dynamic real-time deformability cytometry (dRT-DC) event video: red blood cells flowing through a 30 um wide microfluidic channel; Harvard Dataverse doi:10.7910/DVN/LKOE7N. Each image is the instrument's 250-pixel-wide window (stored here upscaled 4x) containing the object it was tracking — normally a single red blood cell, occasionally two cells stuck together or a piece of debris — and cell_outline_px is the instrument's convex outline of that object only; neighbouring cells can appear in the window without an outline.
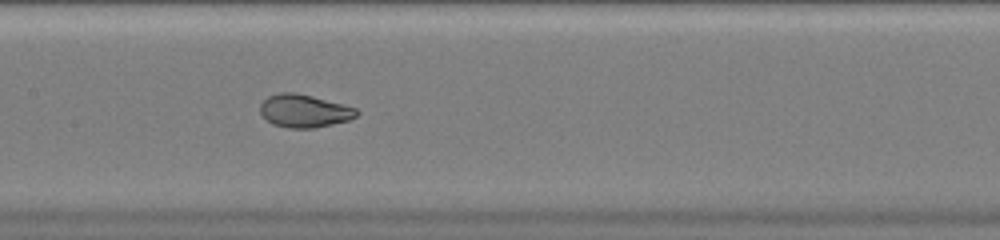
{"species": "common noctule bat (a hibernating species)", "species_latin": "Nyctalus noctula", "temperature_condition": "warm", "stored_images_in_passage": 53, "camera_frame_rate_fps": 3000, "um_per_image_px": 0.085, "animal": {"sex": "female", "body_mass_g": 20.0, "forearm_length_mm": 54.0}, "frame": {"image": 1, "passage_image": 27, "time_ms": 8.667, "image_size_px": [1000, 240], "cell_outline_px": [[360, 112], [356, 116], [348, 120], [316, 128], [288, 128], [272, 124], [260, 112], [260, 104], [268, 96], [280, 92], [296, 92], [312, 96], [356, 108]], "centroid_in_image_um": [25.85, 9.43], "position_along_channel_um": 181.6, "area_um2": 18.44}}
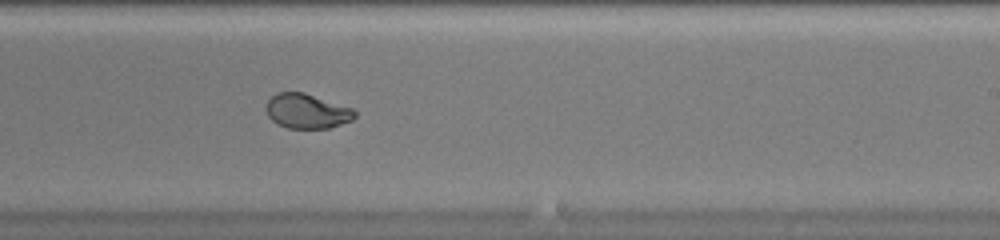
{"frame": {"image": 2, "passage_image": 33, "time_ms": 10.667, "image_size_px": [1000, 240], "cell_outline_px": [[356, 116], [352, 120], [328, 128], [288, 128], [272, 120], [268, 116], [264, 108], [268, 100], [276, 92], [304, 92], [352, 108], [356, 112]], "centroid_in_image_um": [26.07, 9.43], "position_along_channel_um": 262.9, "area_um2": 17.86}}
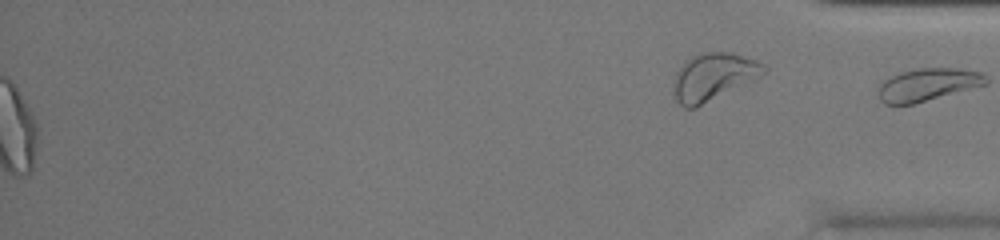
{"frame": {"image": 3, "passage_image": 53, "time_ms": 17.333, "image_size_px": [1000, 240], "cell_outline_px": [[768, 72], [696, 108], [684, 108], [676, 100], [672, 92], [672, 80], [676, 72], [684, 60], [700, 52], [732, 52], [756, 60], [764, 64], [768, 68]], "centroid_in_image_um": [60.59, 6.52], "position_along_channel_um": 374.6, "area_um2": 25.26}, "authors_computed_cell_mechanics": {"area_um2": 22.9466, "velocity_mm_per_s": 4.0759, "shape_relaxation_time_tau1_ms": 5.7528, "shape_relaxation_time_tau2_ms": null, "deformation_change_tau1": 0.209, "deformation_change_tau2": null}}